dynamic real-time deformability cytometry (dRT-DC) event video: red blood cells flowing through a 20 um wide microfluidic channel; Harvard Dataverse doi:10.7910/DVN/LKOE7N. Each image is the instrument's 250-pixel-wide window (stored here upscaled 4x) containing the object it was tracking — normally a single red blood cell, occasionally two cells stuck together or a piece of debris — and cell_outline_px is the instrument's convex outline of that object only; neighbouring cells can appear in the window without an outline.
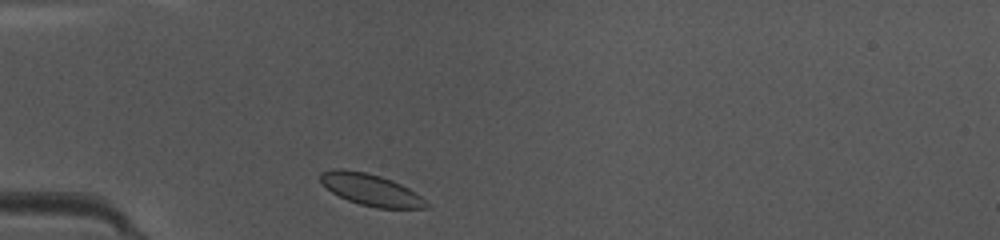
{"species": "common noctule bat (a hibernating species)", "species_latin": "Nyctalus noctula", "temperature_condition": "warm", "stored_images_in_passage": 35, "camera_frame_rate_fps": 3000, "um_per_image_px": 0.085, "animal": {"sex": "female", "body_mass_g": 10.0, "forearm_length_mm": 53.1}, "frame": {"image": 1, "passage_image": 1, "time_ms": 0.0, "image_size_px": [1000, 240], "cell_outline_px": [[432, 208], [376, 208], [360, 204], [348, 200], [332, 192], [320, 180], [320, 172], [336, 168], [340, 168], [364, 172], [380, 176], [392, 180], [416, 192], [432, 204]], "centroid_in_image_um": [31.59, 16.14], "position_along_channel_um": 53.4, "area_um2": 19.59}}
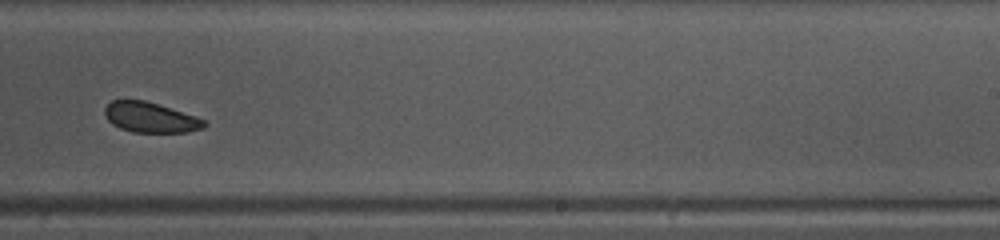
{"frame": {"image": 2, "passage_image": 18, "time_ms": 5.667, "image_size_px": [1000, 240], "cell_outline_px": [[208, 124], [204, 128], [188, 132], [132, 132], [120, 128], [112, 124], [108, 120], [104, 112], [104, 108], [112, 100], [144, 100], [196, 116], [208, 120]], "centroid_in_image_um": [12.82, 9.99], "position_along_channel_um": 276.2, "area_um2": 17.57}}
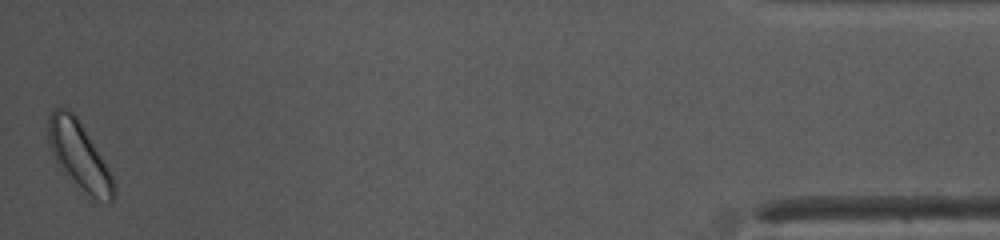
{"frame": {"image": 3, "passage_image": 35, "time_ms": 11.333, "image_size_px": [1000, 240], "cell_outline_px": [[116, 192], [112, 200], [108, 204], [96, 200], [60, 168], [56, 164], [48, 140], [48, 116], [52, 108], [68, 108], [76, 116], [112, 176], [116, 184]], "centroid_in_image_um": [6.71, 13.21], "position_along_channel_um": 428.5, "area_um2": 25.09}}